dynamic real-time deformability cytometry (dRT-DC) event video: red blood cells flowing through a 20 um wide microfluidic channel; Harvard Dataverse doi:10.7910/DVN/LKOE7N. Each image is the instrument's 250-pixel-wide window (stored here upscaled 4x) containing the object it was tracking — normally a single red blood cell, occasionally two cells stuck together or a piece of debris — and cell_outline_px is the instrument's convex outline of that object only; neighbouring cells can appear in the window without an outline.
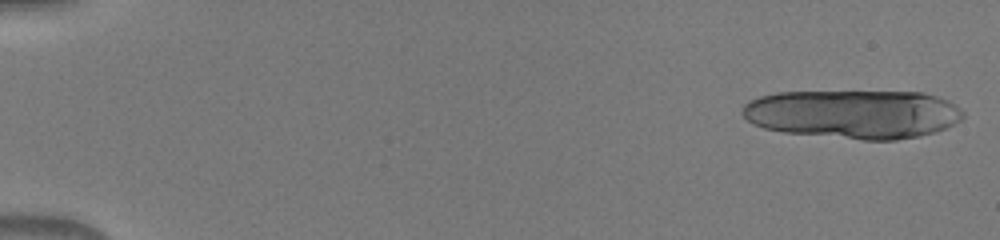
{"species": "human", "species_latin": "Homo sapiens", "temperature_condition": "warm", "stored_images_in_passage": 16, "camera_frame_rate_fps": 3000, "um_per_image_px": 0.085, "donor": {"sex": "male"}, "frame": {"image": 1, "passage_image": 1, "time_ms": 0.0, "image_size_px": [1000, 240], "cell_outline_px": [[964, 116], [960, 120], [936, 132], [920, 136], [896, 140], [864, 140], [784, 132], [764, 128], [752, 124], [740, 112], [740, 108], [748, 100], [760, 96], [776, 92], [920, 92], [936, 96], [948, 100], [956, 104], [964, 112]], "centroid_in_image_um": [72.51, 9.7], "position_along_channel_um": 12.5, "area_um2": 63.0}}